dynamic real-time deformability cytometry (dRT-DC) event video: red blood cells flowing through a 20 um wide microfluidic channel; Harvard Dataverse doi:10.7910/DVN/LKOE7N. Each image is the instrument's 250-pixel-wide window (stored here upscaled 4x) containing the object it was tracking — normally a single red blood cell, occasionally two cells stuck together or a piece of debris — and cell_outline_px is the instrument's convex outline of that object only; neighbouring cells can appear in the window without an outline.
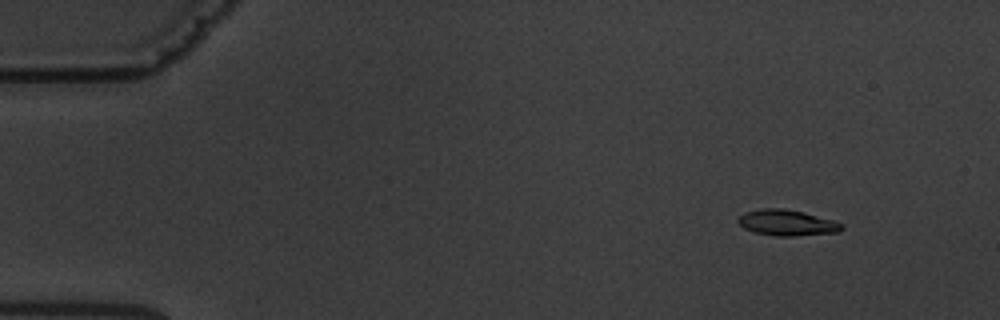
{"species": "common noctule bat (a hibernating species)", "species_latin": "Nyctalus noctula", "temperature_condition": "warm", "stored_images_in_passage": 7, "camera_frame_rate_fps": 3000, "um_per_image_px": 0.085, "animal": {"sex": "male", "body_mass_g": 19.5, "forearm_length_mm": 54.6}, "frame": {"image": 1, "passage_image": 1, "time_ms": 0.0, "image_size_px": [1000, 320], "cell_outline_px": [[844, 228], [840, 232], [796, 236], [776, 236], [756, 232], [744, 228], [736, 220], [744, 212], [764, 208], [784, 208], [804, 212], [832, 220], [844, 224]], "centroid_in_image_um": [66.92, 18.93], "position_along_channel_um": 18.1, "area_um2": 15.66}}
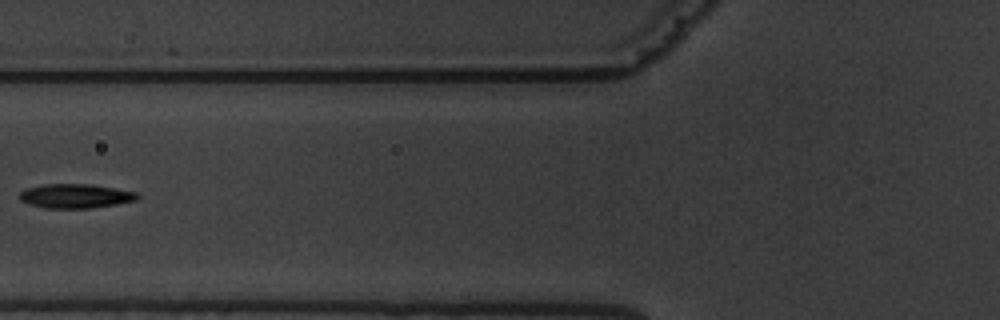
{"frame": {"image": 2, "passage_image": 6, "time_ms": 5.667, "image_size_px": [1000, 320], "cell_outline_px": [[140, 196], [136, 200], [116, 204], [92, 208], [44, 208], [28, 204], [20, 200], [20, 192], [24, 188], [44, 184], [88, 184], [136, 192]], "centroid_in_image_um": [6.36, 16.66], "position_along_channel_um": 119.4, "area_um2": 16.59}}
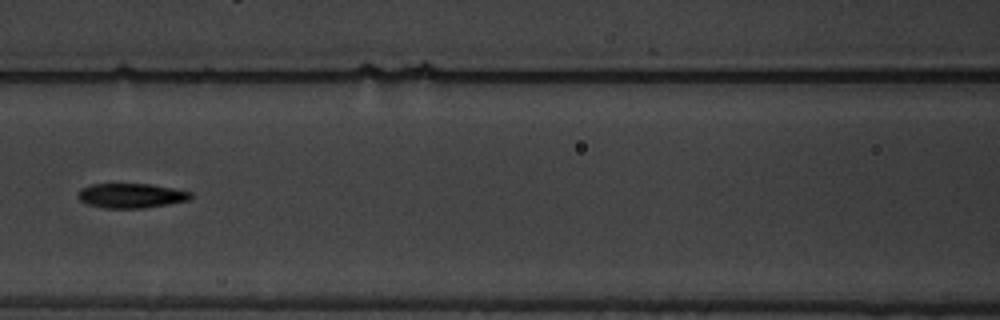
{"frame": {"image": 3, "passage_image": 7, "time_ms": 6.667, "image_size_px": [1000, 320], "cell_outline_px": [[192, 196], [188, 200], [168, 204], [144, 208], [104, 208], [88, 204], [80, 200], [76, 196], [80, 188], [92, 184], [148, 184], [172, 188], [192, 192]], "centroid_in_image_um": [11.11, 16.63], "position_along_channel_um": 155.5, "area_um2": 16.13}}